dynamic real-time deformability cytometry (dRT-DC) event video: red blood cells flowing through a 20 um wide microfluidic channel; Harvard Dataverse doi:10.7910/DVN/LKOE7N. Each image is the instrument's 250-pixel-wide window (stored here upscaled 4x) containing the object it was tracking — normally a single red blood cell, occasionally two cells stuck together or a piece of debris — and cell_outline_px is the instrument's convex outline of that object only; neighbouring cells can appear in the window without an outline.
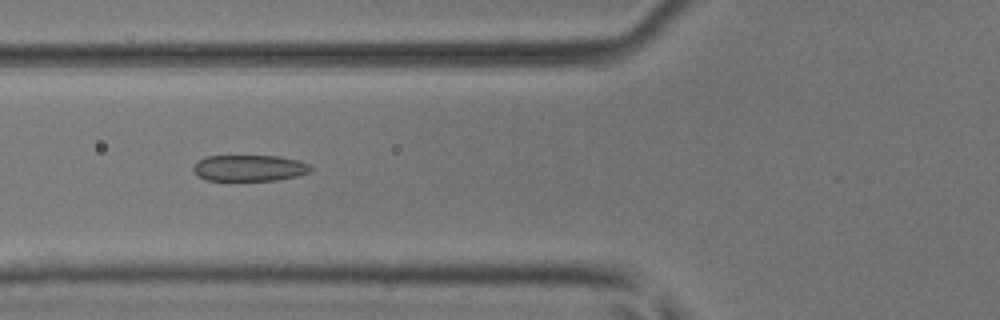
{"species": "common noctule bat (a hibernating species)", "species_latin": "Nyctalus noctula", "temperature_condition": "room temperature", "stored_images_in_passage": 9, "camera_frame_rate_fps": 3000, "um_per_image_px": 0.085, "animal": {"sex": "male", "body_mass_g": 17.9, "forearm_length_mm": 54.2}, "frame": {"image": 1, "passage_image": 6, "time_ms": 1.667, "image_size_px": [1000, 320], "cell_outline_px": [[312, 168], [308, 172], [296, 176], [276, 180], [208, 180], [192, 172], [192, 168], [200, 160], [208, 156], [280, 156], [296, 160], [308, 164]], "centroid_in_image_um": [21.18, 14.28], "position_along_channel_um": 104.6, "area_um2": 17.63}}
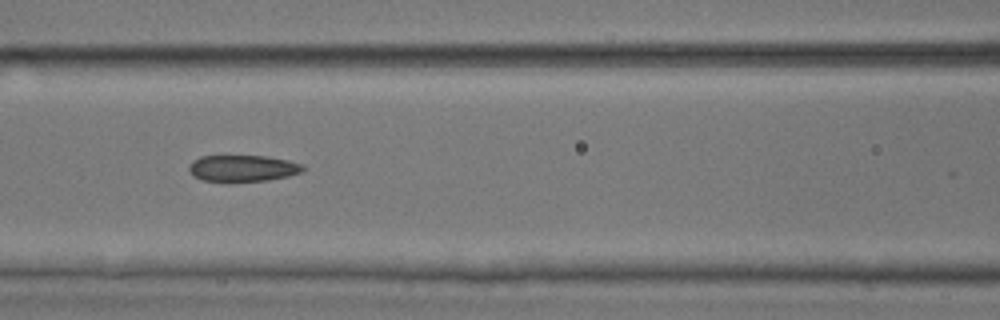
{"frame": {"image": 2, "passage_image": 7, "time_ms": 2.0, "image_size_px": [1000, 320], "cell_outline_px": [[304, 172], [288, 176], [268, 180], [228, 184], [200, 180], [192, 176], [188, 168], [192, 160], [200, 156], [264, 156], [288, 160], [304, 164]], "centroid_in_image_um": [20.59, 14.34], "position_along_channel_um": 146.0, "area_um2": 18.38}}
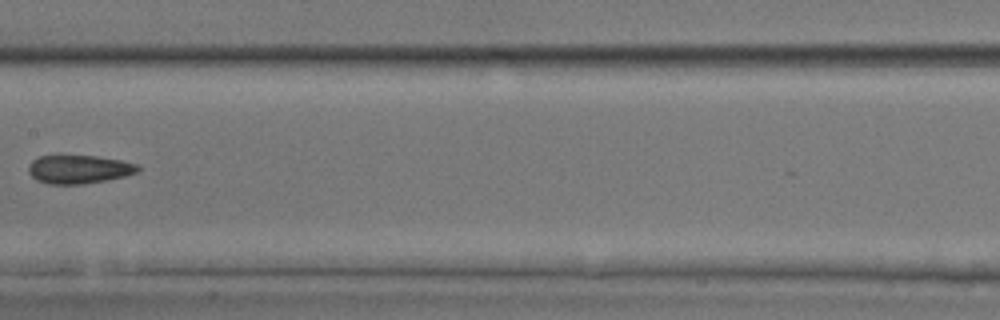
{"frame": {"image": 3, "passage_image": 8, "time_ms": 2.333, "image_size_px": [1000, 320], "cell_outline_px": [[140, 168], [136, 172], [124, 176], [104, 180], [80, 184], [48, 184], [36, 180], [28, 172], [28, 164], [32, 160], [40, 156], [60, 152], [96, 156], [120, 160], [136, 164]], "centroid_in_image_um": [6.61, 14.33], "position_along_channel_um": 200.8, "area_um2": 18.73}}